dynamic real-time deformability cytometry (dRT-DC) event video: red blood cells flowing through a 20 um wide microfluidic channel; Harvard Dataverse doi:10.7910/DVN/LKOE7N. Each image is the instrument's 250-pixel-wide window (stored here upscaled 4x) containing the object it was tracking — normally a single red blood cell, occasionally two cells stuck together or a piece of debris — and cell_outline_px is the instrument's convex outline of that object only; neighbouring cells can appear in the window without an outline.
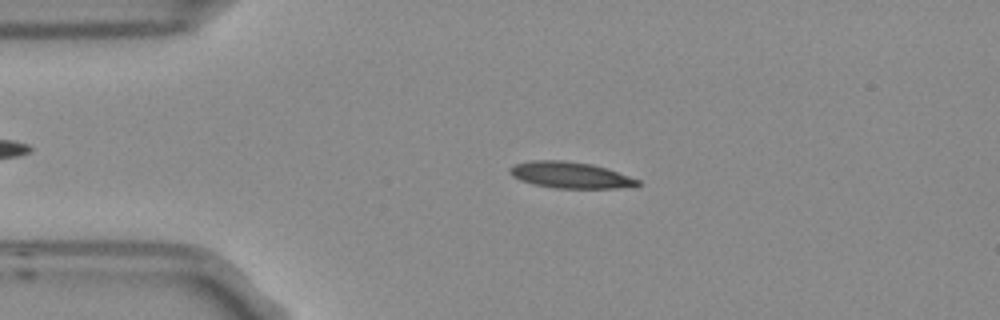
{"species": "Egyptian fruit bat (a non-hibernating species)", "species_latin": "Rousettus aegyptiacus", "temperature_condition": "room temperature", "stored_images_in_passage": 3, "camera_frame_rate_fps": 3000, "um_per_image_px": 0.085, "frame": {"image": 1, "passage_image": 2, "time_ms": 0.333, "image_size_px": [1000, 320], "cell_outline_px": [[640, 184], [620, 188], [556, 188], [532, 184], [520, 180], [512, 176], [508, 172], [508, 168], [516, 164], [532, 160], [564, 160], [592, 164], [640, 180]], "centroid_in_image_um": [48.41, 14.88], "position_along_channel_um": 36.6, "area_um2": 19.42}}